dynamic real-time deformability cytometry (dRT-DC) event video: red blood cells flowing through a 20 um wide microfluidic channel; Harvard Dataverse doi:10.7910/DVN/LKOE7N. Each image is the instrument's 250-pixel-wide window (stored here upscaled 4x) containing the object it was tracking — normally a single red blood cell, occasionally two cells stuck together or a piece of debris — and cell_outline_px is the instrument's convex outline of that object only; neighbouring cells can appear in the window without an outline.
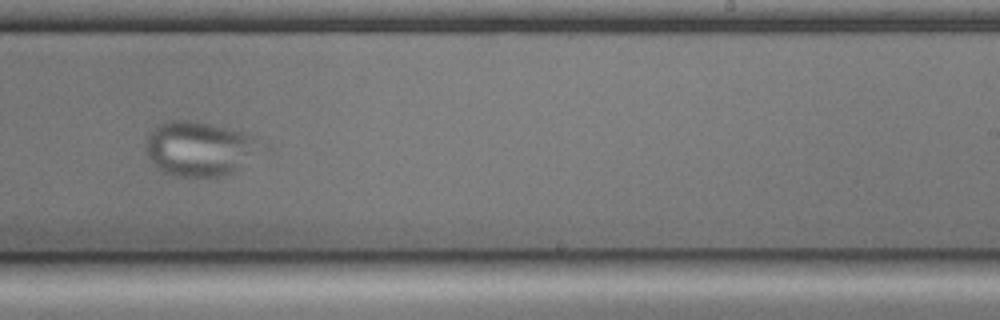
{"species": "common noctule bat (a hibernating species)", "species_latin": "Nyctalus noctula", "temperature_condition": "cold", "stored_images_in_passage": 54, "camera_frame_rate_fps": 3000, "um_per_image_px": 0.085, "animal": {"sex": "male", "body_mass_g": 17.9, "forearm_length_mm": 54.2}, "frame": {"image": 1, "passage_image": 32, "time_ms": 10.333, "image_size_px": [1000, 320], "cell_outline_px": [[252, 140], [236, 172], [220, 176], [176, 176], [164, 172], [152, 164], [144, 148], [144, 144], [148, 132], [160, 124], [172, 120], [196, 120], [212, 124], [240, 132], [252, 136]], "centroid_in_image_um": [16.65, 12.62], "position_along_channel_um": 272.3, "area_um2": 34.68}}